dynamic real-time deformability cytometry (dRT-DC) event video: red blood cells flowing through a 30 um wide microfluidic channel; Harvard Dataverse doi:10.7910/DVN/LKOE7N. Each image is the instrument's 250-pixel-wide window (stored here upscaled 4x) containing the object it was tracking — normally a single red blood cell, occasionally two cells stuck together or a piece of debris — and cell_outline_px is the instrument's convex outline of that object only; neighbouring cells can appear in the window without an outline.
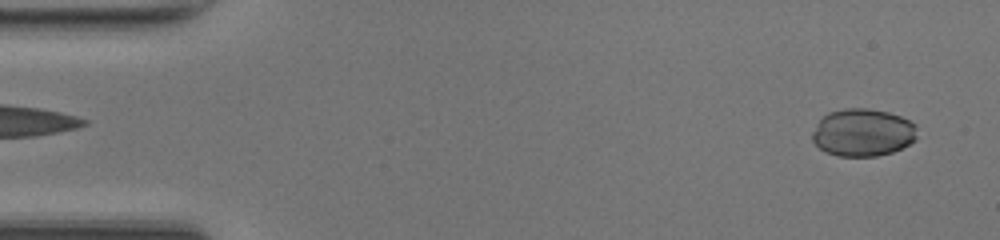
{"species": "common noctule bat (a hibernating species)", "species_latin": "Nyctalus noctula", "temperature_condition": "room temperature", "stored_images_in_passage": 48, "camera_frame_rate_fps": 3000, "um_per_image_px": 0.085, "animal": {"sex": "female", "body_mass_g": 17.0, "forearm_length_mm": 48.0}, "frame": {"image": 1, "passage_image": 2, "time_ms": 0.333, "image_size_px": [1000, 240], "cell_outline_px": [[916, 140], [892, 152], [876, 156], [840, 156], [824, 152], [812, 140], [812, 132], [820, 120], [828, 112], [844, 108], [868, 108], [888, 112], [900, 116], [916, 124]], "centroid_in_image_um": [73.33, 11.26], "position_along_channel_um": 11.7, "area_um2": 29.07}}
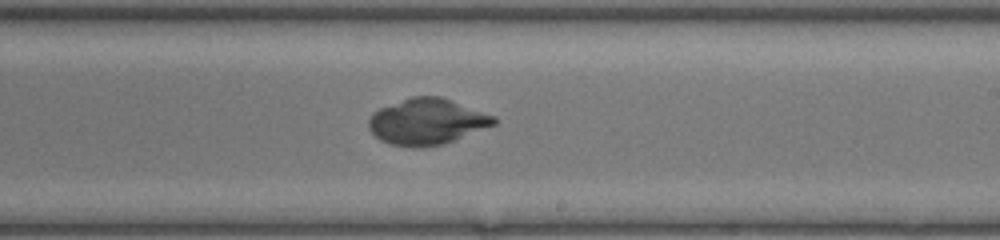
{"frame": {"image": 2, "passage_image": 28, "time_ms": 9.0, "image_size_px": [1000, 240], "cell_outline_px": [[496, 124], [444, 144], [420, 148], [412, 148], [388, 144], [380, 140], [368, 128], [368, 120], [372, 112], [380, 108], [412, 96], [440, 96], [452, 100], [496, 116]], "centroid_in_image_um": [36.28, 10.35], "position_along_channel_um": 252.7, "area_um2": 33.81}}
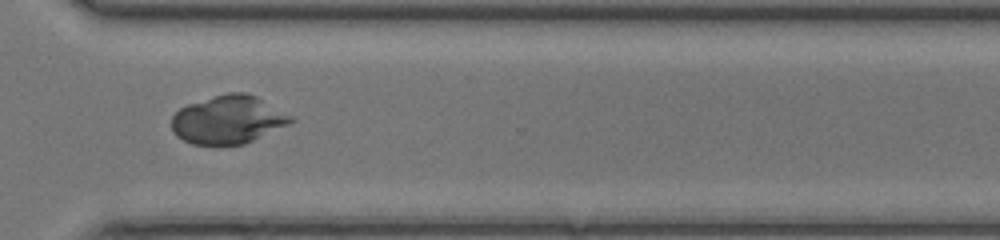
{"frame": {"image": 3, "passage_image": 35, "time_ms": 11.333, "image_size_px": [1000, 240], "cell_outline_px": [[296, 120], [288, 124], [244, 144], [192, 144], [176, 136], [172, 132], [172, 116], [180, 108], [188, 104], [228, 92], [244, 92], [256, 96], [296, 116]], "centroid_in_image_um": [19.42, 10.16], "position_along_channel_um": 351.2, "area_um2": 33.47}}